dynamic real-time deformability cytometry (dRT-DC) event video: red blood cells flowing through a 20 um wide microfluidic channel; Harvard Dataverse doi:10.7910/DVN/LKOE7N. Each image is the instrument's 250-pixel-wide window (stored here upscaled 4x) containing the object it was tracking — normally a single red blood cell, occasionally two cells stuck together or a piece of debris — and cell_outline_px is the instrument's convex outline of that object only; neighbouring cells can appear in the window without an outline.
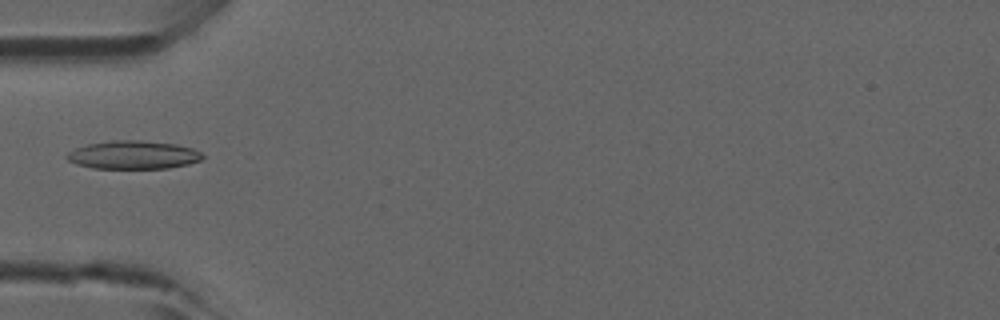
{"species": "common noctule bat (a hibernating species)", "species_latin": "Nyctalus noctula", "temperature_condition": "room temperature", "stored_images_in_passage": 6, "camera_frame_rate_fps": 3000, "um_per_image_px": 0.085, "animal": {"sex": "male", "forearm_length_mm": 52.5}, "frame": {"image": 1, "passage_image": 5, "time_ms": 1.333, "image_size_px": [1000, 320], "cell_outline_px": [[204, 156], [200, 160], [188, 164], [168, 168], [92, 168], [76, 164], [68, 160], [64, 156], [68, 152], [76, 148], [88, 144], [112, 140], [136, 140], [176, 144], [192, 148], [200, 152]], "centroid_in_image_um": [11.3, 13.17], "position_along_channel_um": 73.7, "area_um2": 22.25}}
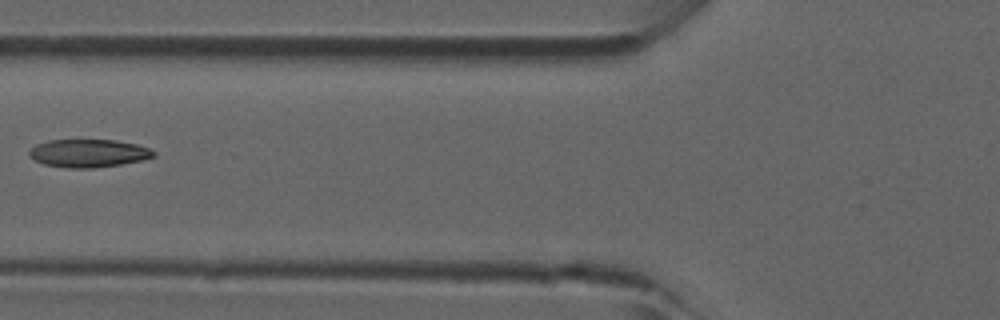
{"frame": {"image": 2, "passage_image": 6, "time_ms": 1.667, "image_size_px": [1000, 320], "cell_outline_px": [[156, 156], [140, 160], [120, 164], [92, 168], [64, 168], [44, 164], [28, 156], [28, 152], [36, 144], [48, 140], [116, 140], [136, 144], [148, 148], [156, 152]], "centroid_in_image_um": [7.5, 13.02], "position_along_channel_um": 118.3, "area_um2": 20.23}}